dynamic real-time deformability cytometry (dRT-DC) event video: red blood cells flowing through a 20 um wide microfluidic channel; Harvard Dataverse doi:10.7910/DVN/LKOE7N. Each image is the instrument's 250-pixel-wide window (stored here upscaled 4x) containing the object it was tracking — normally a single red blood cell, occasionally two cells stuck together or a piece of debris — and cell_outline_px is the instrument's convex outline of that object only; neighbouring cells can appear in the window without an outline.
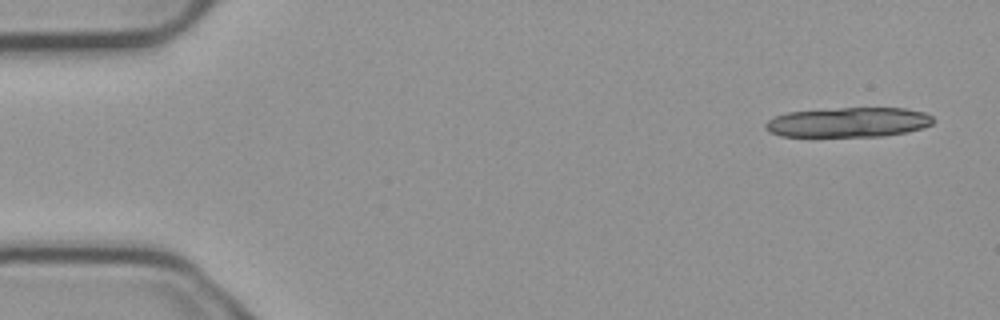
{"species": "common noctule bat (a hibernating species)", "species_latin": "Nyctalus noctula", "temperature_condition": "cold", "stored_images_in_passage": 6, "camera_frame_rate_fps": 3000, "um_per_image_px": 0.085, "animal": {"sex": "male", "body_mass_g": 23.1, "forearm_length_mm": 52.7}, "frame": {"image": 1, "passage_image": 1, "time_ms": 0.0, "image_size_px": [1000, 320], "cell_outline_px": [[932, 124], [924, 128], [884, 136], [780, 136], [768, 132], [764, 128], [764, 124], [768, 120], [776, 116], [788, 112], [840, 108], [904, 108], [924, 112], [932, 116]], "centroid_in_image_um": [72.09, 10.39], "position_along_channel_um": 12.9, "area_um2": 29.02}}